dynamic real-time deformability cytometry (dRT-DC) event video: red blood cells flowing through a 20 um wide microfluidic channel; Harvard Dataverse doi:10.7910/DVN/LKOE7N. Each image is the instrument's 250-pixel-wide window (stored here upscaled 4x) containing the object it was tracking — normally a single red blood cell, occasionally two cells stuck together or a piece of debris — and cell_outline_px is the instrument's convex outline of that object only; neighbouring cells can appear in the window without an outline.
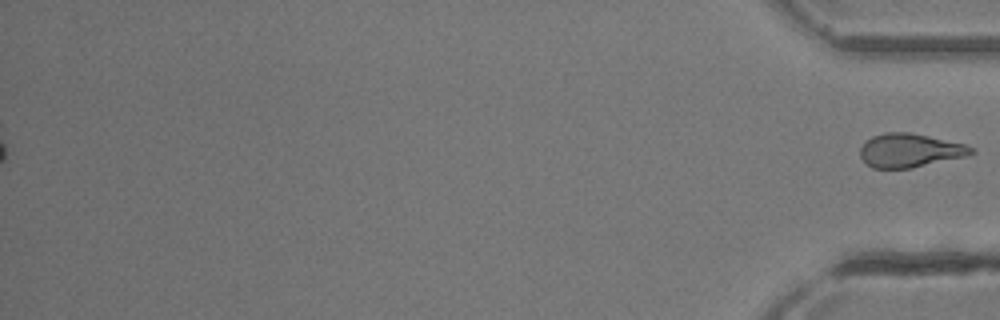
{"species": "common noctule bat (a hibernating species)", "species_latin": "Nyctalus noctula", "temperature_condition": "room temperature", "stored_images_in_passage": 38, "segment_of_instrument_passage": [2, 2], "camera_frame_rate_fps": 3000, "um_per_image_px": 0.085, "animal": {"sex": "female"}, "frame": {"image": 1, "passage_image": 38, "time_ms": 12.333, "image_size_px": [1000, 320], "cell_outline_px": [[976, 152], [964, 156], [912, 168], [872, 168], [860, 156], [860, 148], [864, 140], [872, 136], [884, 132], [908, 132], [928, 136], [964, 144], [972, 148]], "centroid_in_image_um": [77.28, 12.78], "position_along_channel_um": 357.9, "area_um2": 21.62}}